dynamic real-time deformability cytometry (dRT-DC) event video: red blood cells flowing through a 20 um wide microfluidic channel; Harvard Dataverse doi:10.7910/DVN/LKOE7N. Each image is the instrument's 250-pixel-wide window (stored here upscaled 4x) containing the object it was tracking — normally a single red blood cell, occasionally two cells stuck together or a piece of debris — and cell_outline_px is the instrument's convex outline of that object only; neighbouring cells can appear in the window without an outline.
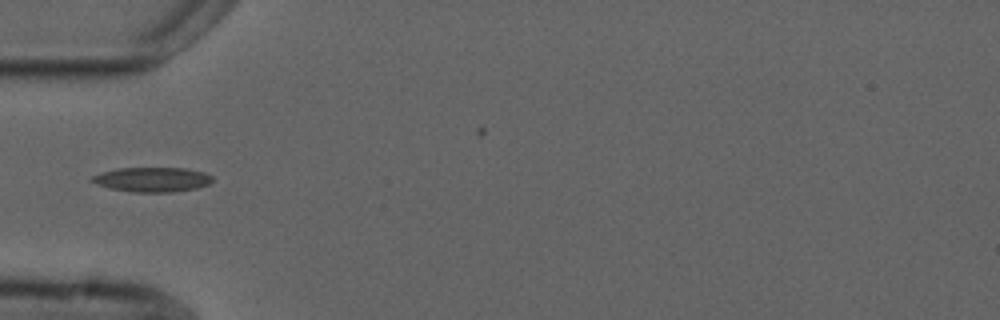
{"species": "common noctule bat (a hibernating species)", "species_latin": "Nyctalus noctula", "temperature_condition": "cold", "stored_images_in_passage": 4, "camera_frame_rate_fps": 3000, "um_per_image_px": 0.085, "animal": {"sex": "male", "forearm_length_mm": 52.5}, "frame": {"image": 1, "passage_image": 3, "time_ms": 2.333, "image_size_px": [1000, 320], "cell_outline_px": [[212, 180], [208, 184], [196, 188], [172, 192], [132, 192], [112, 188], [96, 184], [88, 180], [92, 176], [100, 172], [116, 168], [184, 168], [204, 172], [212, 176]], "centroid_in_image_um": [12.9, 15.25], "position_along_channel_um": 72.1, "area_um2": 17.28}}
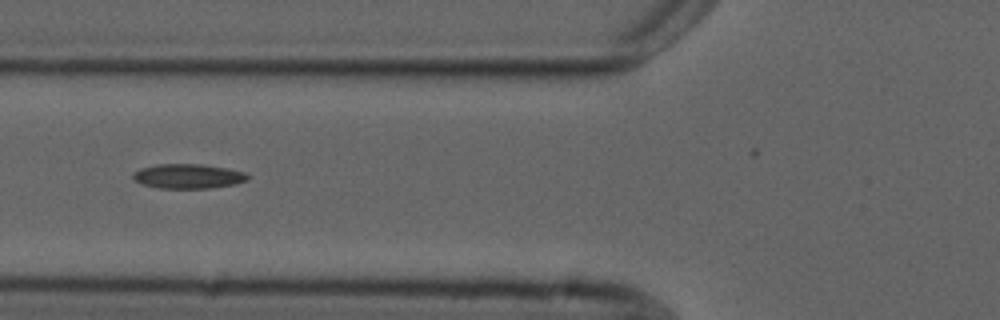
{"frame": {"image": 2, "passage_image": 4, "time_ms": 3.333, "image_size_px": [1000, 320], "cell_outline_px": [[248, 180], [236, 184], [212, 188], [160, 188], [144, 184], [136, 180], [132, 176], [132, 172], [140, 168], [156, 164], [200, 164], [228, 168], [244, 172], [248, 176]], "centroid_in_image_um": [16.0, 14.97], "position_along_channel_um": 109.8, "area_um2": 16.42}}